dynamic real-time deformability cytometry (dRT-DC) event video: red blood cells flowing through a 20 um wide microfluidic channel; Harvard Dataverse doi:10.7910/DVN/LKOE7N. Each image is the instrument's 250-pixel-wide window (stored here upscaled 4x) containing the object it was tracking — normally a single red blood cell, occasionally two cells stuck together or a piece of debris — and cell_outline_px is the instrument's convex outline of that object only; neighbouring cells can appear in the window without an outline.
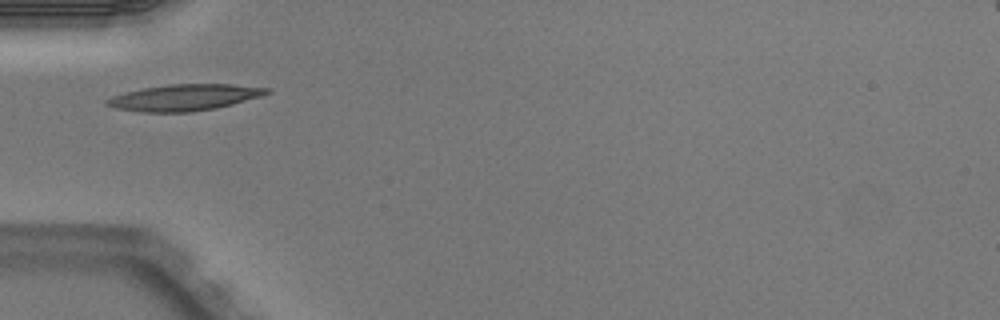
{"species": "Egyptian fruit bat (a non-hibernating species)", "species_latin": "Rousettus aegyptiacus", "temperature_condition": "warm", "stored_images_in_passage": 1, "camera_frame_rate_fps": 3000, "um_per_image_px": 0.085, "animal": {"sex": "male"}, "frame": {"image": 1, "passage_image": 1, "time_ms": 0.0, "image_size_px": [1000, 320], "cell_outline_px": [[272, 92], [260, 96], [232, 104], [216, 108], [192, 112], [140, 112], [116, 108], [104, 104], [104, 100], [112, 96], [124, 92], [144, 88], [168, 84], [232, 84], [272, 88]], "centroid_in_image_um": [15.67, 8.28], "position_along_channel_um": 69.3, "area_um2": 24.62}}